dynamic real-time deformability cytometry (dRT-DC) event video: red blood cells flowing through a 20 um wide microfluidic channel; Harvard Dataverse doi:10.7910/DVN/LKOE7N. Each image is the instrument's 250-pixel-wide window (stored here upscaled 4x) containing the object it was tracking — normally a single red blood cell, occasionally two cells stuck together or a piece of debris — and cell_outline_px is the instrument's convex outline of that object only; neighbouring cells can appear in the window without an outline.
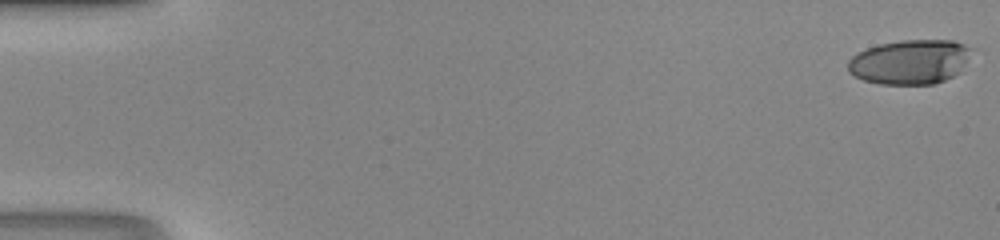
{"species": "human", "species_latin": "Homo sapiens", "temperature_condition": "room temperature", "stored_images_in_passage": 48, "camera_frame_rate_fps": 3000, "um_per_image_px": 0.085, "donor": {"sex": "male"}, "frame": {"image": 1, "passage_image": 1, "time_ms": 0.0, "image_size_px": [1000, 240], "cell_outline_px": [[972, 48], [960, 72], [944, 80], [932, 84], [880, 84], [864, 80], [848, 72], [848, 60], [852, 56], [868, 48], [880, 44], [900, 40], [952, 40], [964, 44]], "centroid_in_image_um": [77.34, 5.26], "position_along_channel_um": 7.7, "area_um2": 31.85}}
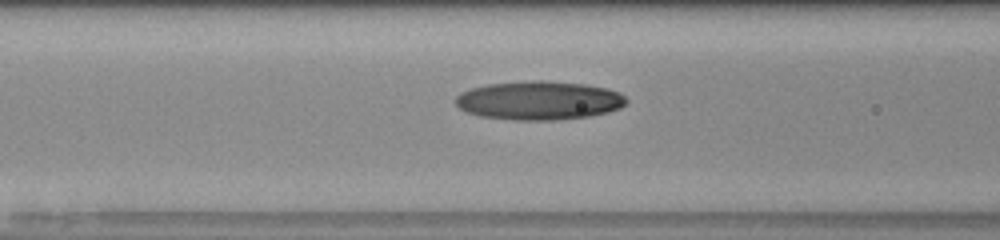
{"frame": {"image": 2, "passage_image": 21, "time_ms": 6.667, "image_size_px": [1000, 240], "cell_outline_px": [[628, 100], [620, 108], [608, 112], [588, 116], [556, 120], [512, 120], [480, 116], [464, 112], [456, 104], [456, 96], [460, 92], [472, 88], [488, 84], [536, 80], [544, 80], [584, 84], [608, 88], [620, 92]], "centroid_in_image_um": [45.81, 8.54], "position_along_channel_um": 120.8, "area_um2": 38.67}}
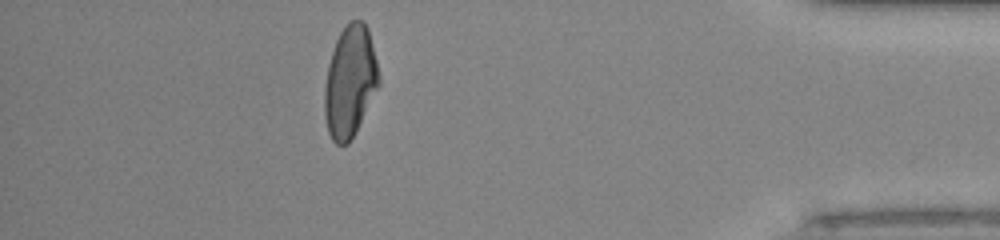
{"frame": {"image": 3, "passage_image": 43, "time_ms": 14.0, "image_size_px": [1000, 240], "cell_outline_px": [[380, 84], [356, 132], [348, 144], [336, 144], [332, 140], [328, 132], [324, 116], [324, 88], [328, 64], [336, 40], [344, 24], [348, 20], [364, 20], [368, 28], [380, 76]], "centroid_in_image_um": [29.75, 6.93], "position_along_channel_um": 405.5, "area_um2": 35.6}}